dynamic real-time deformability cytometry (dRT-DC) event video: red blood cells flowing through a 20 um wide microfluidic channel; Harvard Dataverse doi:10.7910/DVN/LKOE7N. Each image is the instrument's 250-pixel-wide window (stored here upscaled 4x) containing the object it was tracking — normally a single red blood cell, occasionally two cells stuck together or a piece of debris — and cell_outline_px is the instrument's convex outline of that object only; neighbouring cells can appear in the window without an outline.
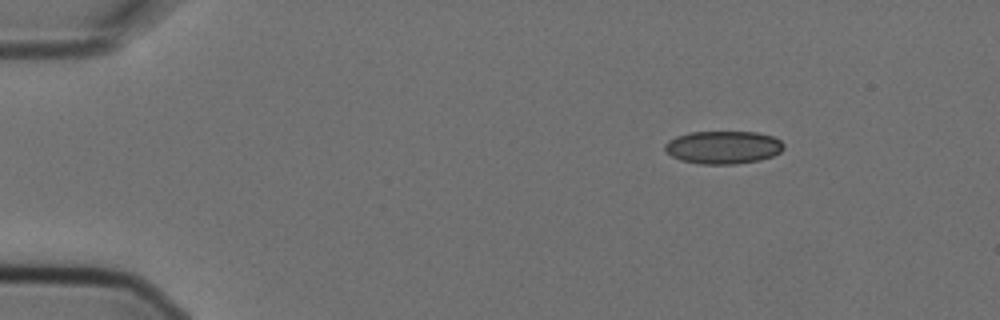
{"species": "Egyptian fruit bat (a non-hibernating species)", "species_latin": "Rousettus aegyptiacus", "temperature_condition": "cold", "stored_images_in_passage": 3, "camera_frame_rate_fps": 3000, "um_per_image_px": 0.085, "animal": {"sex": "female"}, "frame": {"image": 1, "passage_image": 1, "time_ms": 0.0, "image_size_px": [1000, 320], "cell_outline_px": [[784, 148], [780, 152], [772, 156], [760, 160], [736, 164], [700, 164], [680, 160], [672, 156], [664, 148], [664, 144], [668, 140], [676, 136], [688, 132], [756, 132], [772, 136], [780, 140], [784, 144]], "centroid_in_image_um": [61.46, 12.52], "position_along_channel_um": 23.5, "area_um2": 22.89}}